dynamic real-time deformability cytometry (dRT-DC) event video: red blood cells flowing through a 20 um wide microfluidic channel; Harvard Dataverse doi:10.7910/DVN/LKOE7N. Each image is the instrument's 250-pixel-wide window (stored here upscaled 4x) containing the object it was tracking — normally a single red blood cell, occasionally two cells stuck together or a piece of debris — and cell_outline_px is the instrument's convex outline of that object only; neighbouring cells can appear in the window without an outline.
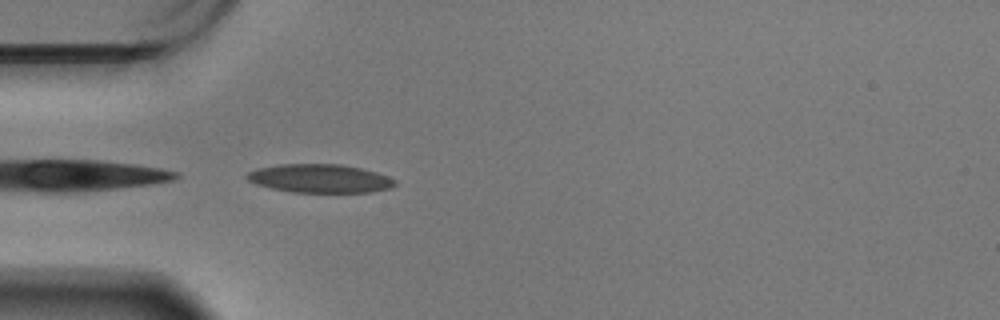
{"species": "Egyptian fruit bat (a non-hibernating species)", "species_latin": "Rousettus aegyptiacus", "temperature_condition": "warm", "stored_images_in_passage": 43, "camera_frame_rate_fps": 3000, "um_per_image_px": 0.085, "animal": {"sex": "male"}, "frame": {"image": 1, "passage_image": 1, "time_ms": 0.0, "image_size_px": [1000, 320], "cell_outline_px": [[396, 184], [388, 188], [372, 192], [292, 192], [272, 188], [256, 184], [248, 180], [244, 176], [248, 172], [260, 168], [284, 164], [340, 164], [360, 168], [376, 172], [396, 180]], "centroid_in_image_um": [27.18, 15.17], "position_along_channel_um": 57.8, "area_um2": 24.33}}
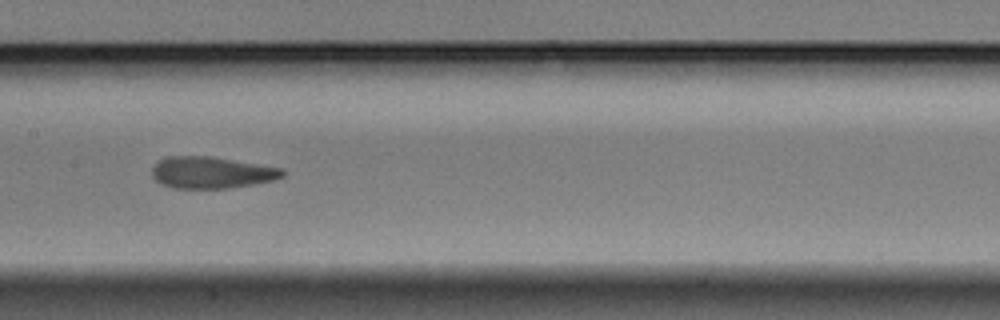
{"frame": {"image": 2, "passage_image": 13, "time_ms": 4.0, "image_size_px": [1000, 320], "cell_outline_px": [[284, 176], [272, 180], [252, 184], [228, 188], [172, 188], [160, 184], [152, 176], [152, 168], [160, 160], [168, 156], [212, 156], [284, 168]], "centroid_in_image_um": [17.97, 14.66], "position_along_channel_um": 189.4, "area_um2": 24.1}}
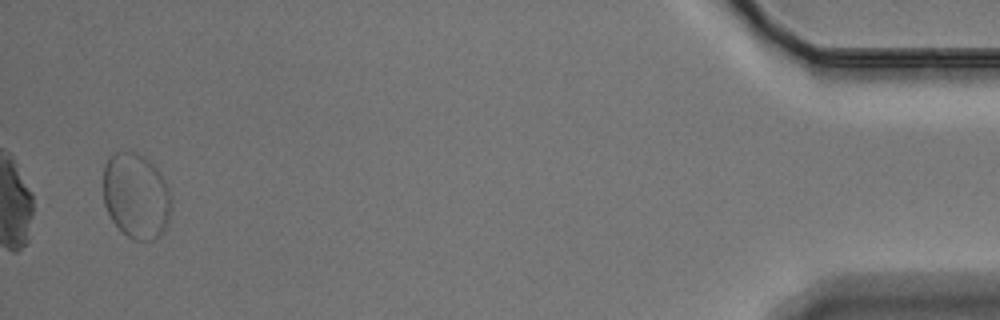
{"frame": {"image": 3, "passage_image": 41, "time_ms": 13.333, "image_size_px": [1000, 320], "cell_outline_px": [[172, 208], [168, 220], [160, 236], [152, 240], [136, 240], [128, 236], [112, 220], [104, 204], [104, 164], [108, 156], [116, 152], [136, 152], [144, 156], [156, 168], [164, 180], [168, 188]], "centroid_in_image_um": [11.56, 16.63], "position_along_channel_um": 423.6, "area_um2": 33.7}, "authors_computed_cell_mechanics": {"area_um2": 24.276, "velocity_mm_per_s": 3.3881, "shape_relaxation_time_tau1_ms": 7.8661, "shape_relaxation_time_tau2_ms": 1.4717, "deformation_change_tau1": 0.1653, "deformation_change_tau2": 0.0903}}